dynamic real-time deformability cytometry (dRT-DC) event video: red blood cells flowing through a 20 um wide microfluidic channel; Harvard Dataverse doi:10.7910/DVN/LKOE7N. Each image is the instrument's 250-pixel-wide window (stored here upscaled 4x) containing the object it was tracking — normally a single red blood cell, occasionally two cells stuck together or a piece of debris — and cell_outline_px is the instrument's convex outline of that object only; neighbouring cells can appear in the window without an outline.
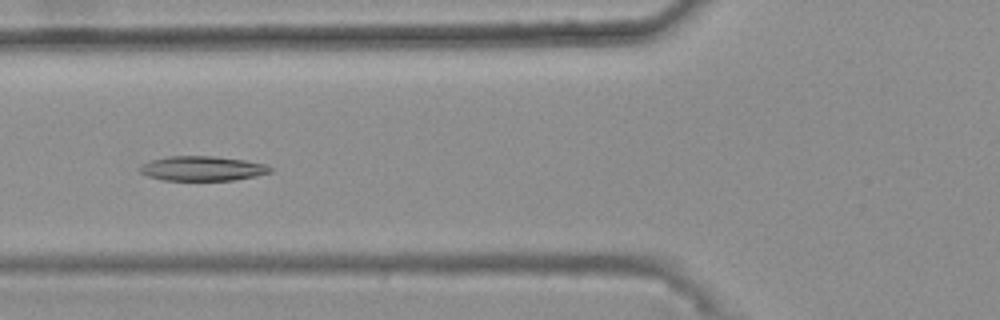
{"species": "common noctule bat (a hibernating species)", "species_latin": "Nyctalus noctula", "temperature_condition": "warm", "stored_images_in_passage": 11, "camera_frame_rate_fps": 3000, "um_per_image_px": 0.085, "animal": {"sex": "female", "body_mass_g": 25.1}, "frame": {"image": 1, "passage_image": 5, "time_ms": 1.333, "image_size_px": [1000, 320], "cell_outline_px": [[272, 172], [256, 176], [232, 180], [164, 180], [148, 176], [140, 172], [140, 168], [144, 164], [152, 160], [168, 156], [212, 156], [244, 160], [264, 164], [272, 168]], "centroid_in_image_um": [17.22, 14.32], "position_along_channel_um": 108.6, "area_um2": 18.5}}